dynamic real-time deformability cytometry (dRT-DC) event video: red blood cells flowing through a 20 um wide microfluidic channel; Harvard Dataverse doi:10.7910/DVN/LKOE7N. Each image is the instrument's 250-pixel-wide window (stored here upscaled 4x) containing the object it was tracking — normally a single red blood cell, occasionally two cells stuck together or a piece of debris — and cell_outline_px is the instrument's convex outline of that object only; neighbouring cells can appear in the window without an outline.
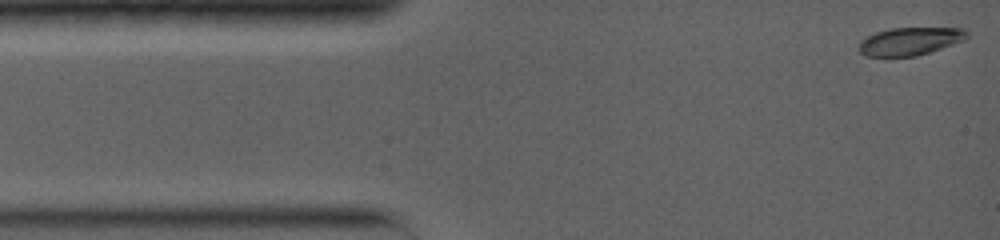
{"species": "common noctule bat (a hibernating species)", "species_latin": "Nyctalus noctula", "temperature_condition": "warm", "stored_images_in_passage": 22, "camera_frame_rate_fps": 5000, "um_per_image_px": 0.085, "animal": {"sex": "female", "body_mass_g": 19.0, "forearm_length_mm": 56.7}, "frame": {"image": 1, "passage_image": 1, "time_ms": 0.0, "image_size_px": [1000, 240], "cell_outline_px": [[968, 36], [964, 40], [916, 56], [864, 56], [860, 52], [860, 40], [876, 32], [892, 28], [964, 28], [968, 32]], "centroid_in_image_um": [77.35, 3.5], "position_along_channel_um": 7.7, "area_um2": 17.28}}
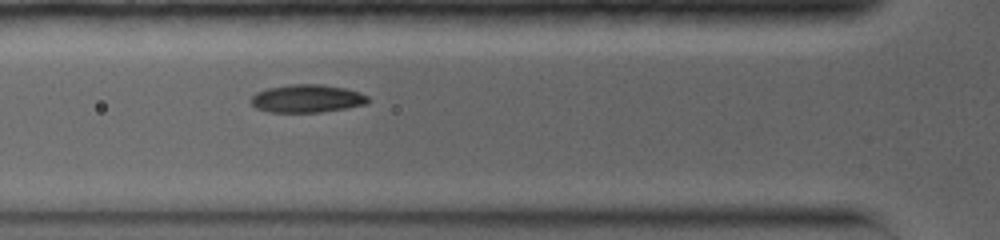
{"frame": {"image": 2, "passage_image": 8, "time_ms": 4.2, "image_size_px": [1000, 240], "cell_outline_px": [[368, 100], [364, 104], [344, 108], [320, 112], [268, 112], [256, 108], [248, 100], [256, 92], [268, 88], [288, 84], [320, 84], [344, 88], [360, 92], [368, 96]], "centroid_in_image_um": [26.03, 8.37], "position_along_channel_um": 99.8, "area_um2": 19.02}}
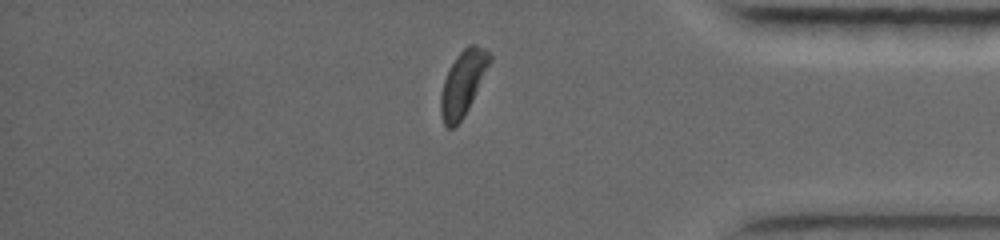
{"frame": {"image": 3, "passage_image": 20, "time_ms": 12.2, "image_size_px": [1000, 240], "cell_outline_px": [[492, 60], [464, 116], [452, 128], [448, 128], [444, 124], [440, 112], [440, 96], [444, 80], [456, 56], [468, 44], [476, 44], [484, 48], [492, 56]], "centroid_in_image_um": [39.35, 7.04], "position_along_channel_um": 395.8, "area_um2": 18.15}, "authors_computed_cell_mechanics": {"area_um2": 18.8428, "velocity_mm_per_s": 3.9447, "shape_relaxation_time_tau1_ms": 2.0689, "shape_relaxation_time_tau2_ms": 3.6871, "deformation_change_tau1": 0.1333, "deformation_change_tau2": 0.0719}}